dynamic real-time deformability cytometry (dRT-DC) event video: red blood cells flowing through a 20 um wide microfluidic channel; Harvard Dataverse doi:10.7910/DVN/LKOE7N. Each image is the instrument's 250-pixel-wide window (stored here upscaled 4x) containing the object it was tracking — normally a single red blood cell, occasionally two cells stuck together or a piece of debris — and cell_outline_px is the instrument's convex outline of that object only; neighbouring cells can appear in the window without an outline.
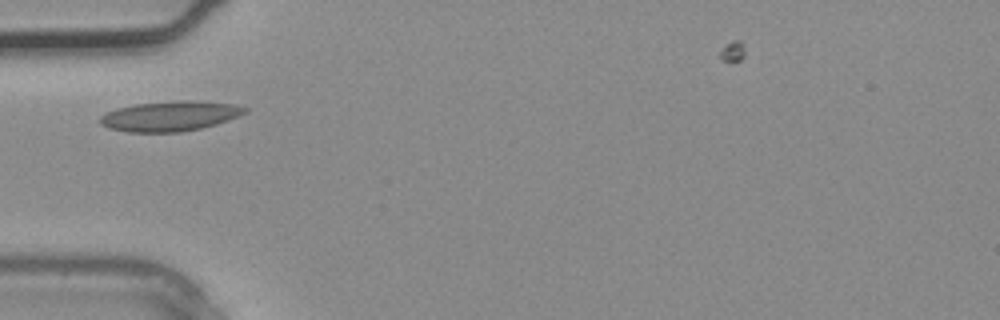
{"species": "common noctule bat (a hibernating species)", "species_latin": "Nyctalus noctula", "temperature_condition": "warm", "stored_images_in_passage": 1, "camera_frame_rate_fps": 3000, "um_per_image_px": 0.085, "animal": {"sex": "male", "body_mass_g": 20.4}, "frame": {"image": 1, "passage_image": 1, "time_ms": 0.0, "image_size_px": [1000, 320], "cell_outline_px": [[248, 112], [240, 116], [216, 124], [200, 128], [180, 132], [128, 132], [108, 128], [100, 124], [100, 116], [116, 108], [132, 104], [180, 100], [188, 100], [236, 104], [248, 108]], "centroid_in_image_um": [14.46, 9.86], "position_along_channel_um": 70.5, "area_um2": 25.49}}